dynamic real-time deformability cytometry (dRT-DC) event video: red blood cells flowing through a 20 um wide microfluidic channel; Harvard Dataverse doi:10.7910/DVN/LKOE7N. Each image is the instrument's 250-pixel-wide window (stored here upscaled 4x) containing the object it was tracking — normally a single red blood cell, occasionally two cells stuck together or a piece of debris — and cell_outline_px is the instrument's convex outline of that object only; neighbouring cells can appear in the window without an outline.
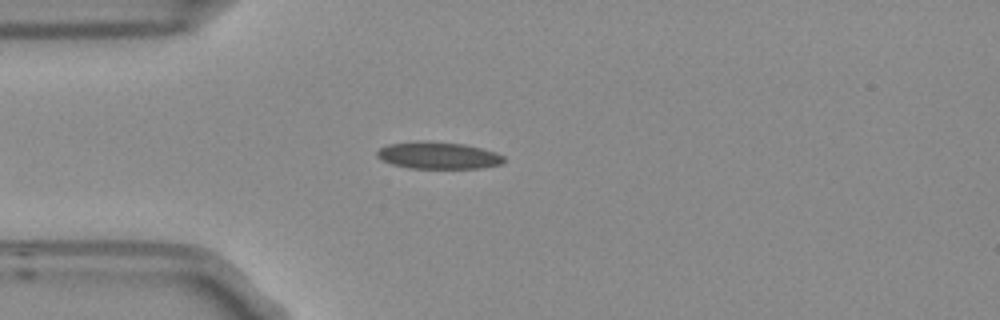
{"species": "Egyptian fruit bat (a non-hibernating species)", "species_latin": "Rousettus aegyptiacus", "temperature_condition": "room temperature", "stored_images_in_passage": 1, "camera_frame_rate_fps": 3000, "um_per_image_px": 0.085, "frame": {"image": 1, "passage_image": 1, "time_ms": 0.0, "image_size_px": [1000, 320], "cell_outline_px": [[504, 160], [500, 164], [480, 168], [408, 168], [392, 164], [380, 160], [376, 156], [376, 152], [380, 148], [388, 144], [420, 140], [428, 140], [464, 144], [496, 152], [504, 156]], "centroid_in_image_um": [37.2, 13.2], "position_along_channel_um": 47.8, "area_um2": 20.11}}